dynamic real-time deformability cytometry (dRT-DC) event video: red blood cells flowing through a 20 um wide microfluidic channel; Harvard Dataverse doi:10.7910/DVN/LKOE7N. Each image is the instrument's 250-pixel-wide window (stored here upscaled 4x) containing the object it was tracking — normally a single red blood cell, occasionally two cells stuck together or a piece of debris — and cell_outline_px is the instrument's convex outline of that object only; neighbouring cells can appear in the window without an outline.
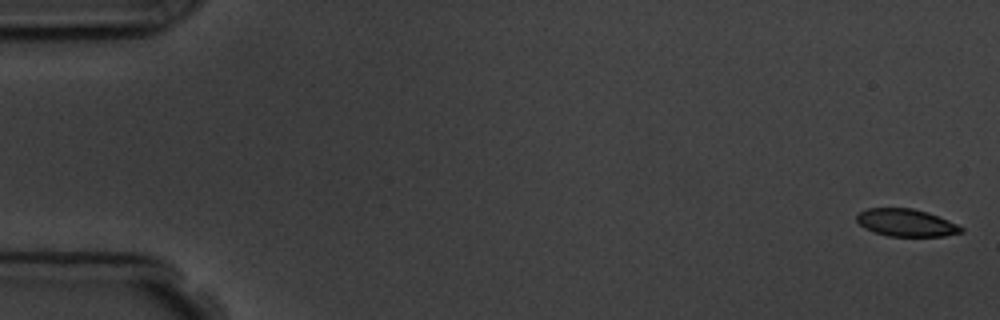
{"species": "common noctule bat (a hibernating species)", "species_latin": "Nyctalus noctula", "temperature_condition": "room temperature", "stored_images_in_passage": 6, "camera_frame_rate_fps": 3000, "um_per_image_px": 0.085, "animal": {"sex": "male", "body_mass_g": 19.5, "forearm_length_mm": 54.6}, "frame": {"image": 1, "passage_image": 1, "time_ms": 0.0, "image_size_px": [1000, 320], "cell_outline_px": [[964, 232], [944, 236], [888, 236], [872, 232], [864, 228], [856, 220], [856, 216], [860, 212], [868, 208], [912, 208], [928, 212], [948, 220], [964, 228]], "centroid_in_image_um": [77.02, 18.93], "position_along_channel_um": 8.0, "area_um2": 16.76}}
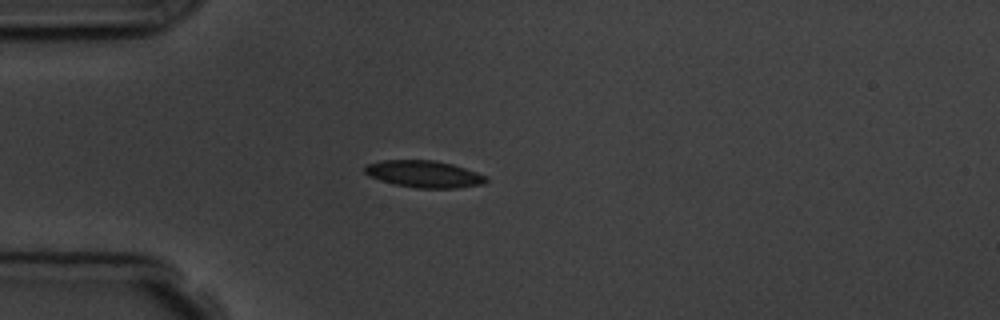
{"frame": {"image": 2, "passage_image": 5, "time_ms": 4.667, "image_size_px": [1000, 320], "cell_outline_px": [[488, 180], [484, 184], [456, 188], [416, 188], [396, 184], [380, 180], [368, 176], [364, 172], [364, 168], [368, 164], [384, 160], [432, 160], [452, 164], [488, 176]], "centroid_in_image_um": [36.06, 14.8], "position_along_channel_um": 48.9, "area_um2": 18.96}}